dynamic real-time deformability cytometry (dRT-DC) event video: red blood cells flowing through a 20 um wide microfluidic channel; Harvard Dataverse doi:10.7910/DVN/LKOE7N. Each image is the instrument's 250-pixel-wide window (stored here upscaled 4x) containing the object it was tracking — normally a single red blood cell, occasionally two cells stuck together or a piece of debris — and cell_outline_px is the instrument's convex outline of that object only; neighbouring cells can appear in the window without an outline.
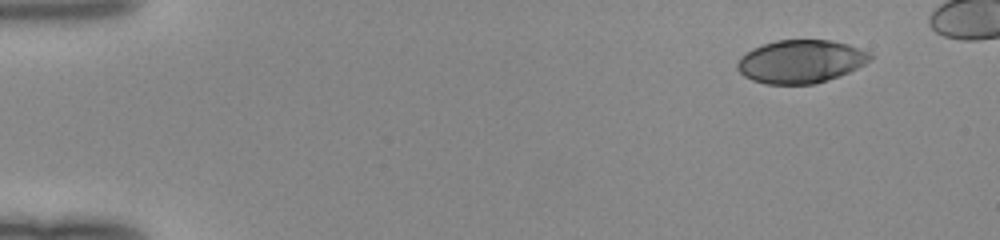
{"species": "human", "species_latin": "Homo sapiens", "temperature_condition": "room temperature", "stored_images_in_passage": 43, "camera_frame_rate_fps": 3000, "um_per_image_px": 0.085, "donor": {"sex": "female"}, "frame": {"image": 1, "passage_image": 1, "time_ms": 0.0, "image_size_px": [1000, 240], "cell_outline_px": [[872, 56], [864, 64], [840, 76], [816, 84], [764, 84], [752, 80], [744, 76], [736, 68], [736, 64], [740, 56], [752, 48], [776, 40], [828, 40], [848, 44], [872, 52]], "centroid_in_image_um": [68.04, 5.23], "position_along_channel_um": 17.0, "area_um2": 33.52}}
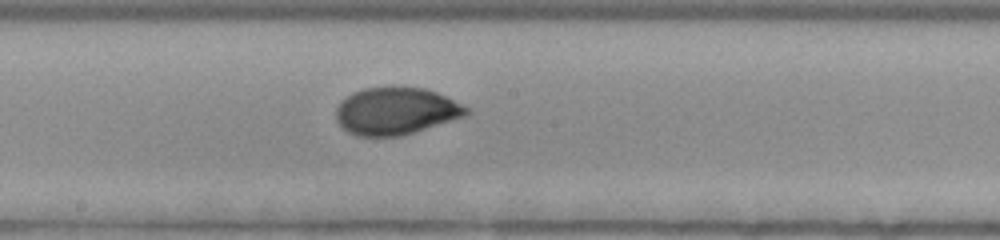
{"frame": {"image": 2, "passage_image": 24, "time_ms": 7.667, "image_size_px": [1000, 240], "cell_outline_px": [[472, 112], [468, 116], [400, 136], [356, 136], [348, 132], [336, 120], [336, 108], [340, 100], [352, 92], [364, 88], [424, 88], [436, 92], [468, 108]], "centroid_in_image_um": [33.64, 9.45], "position_along_channel_um": 214.6, "area_um2": 35.72}}
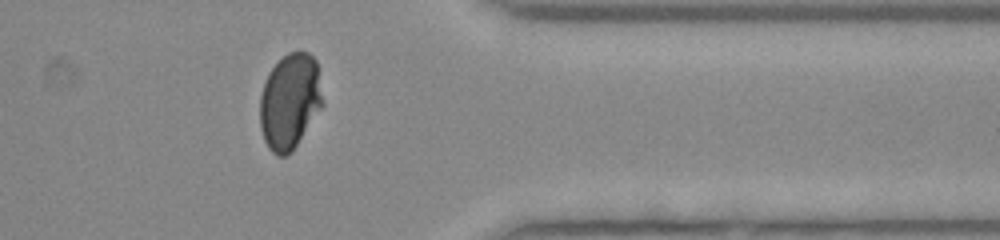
{"frame": {"image": 3, "passage_image": 37, "time_ms": 12.0, "image_size_px": [1000, 240], "cell_outline_px": [[324, 104], [292, 152], [284, 156], [276, 156], [268, 148], [264, 140], [260, 128], [260, 96], [268, 72], [288, 52], [308, 52], [316, 60]], "centroid_in_image_um": [24.63, 8.64], "position_along_channel_um": 386.8, "area_um2": 35.03}}